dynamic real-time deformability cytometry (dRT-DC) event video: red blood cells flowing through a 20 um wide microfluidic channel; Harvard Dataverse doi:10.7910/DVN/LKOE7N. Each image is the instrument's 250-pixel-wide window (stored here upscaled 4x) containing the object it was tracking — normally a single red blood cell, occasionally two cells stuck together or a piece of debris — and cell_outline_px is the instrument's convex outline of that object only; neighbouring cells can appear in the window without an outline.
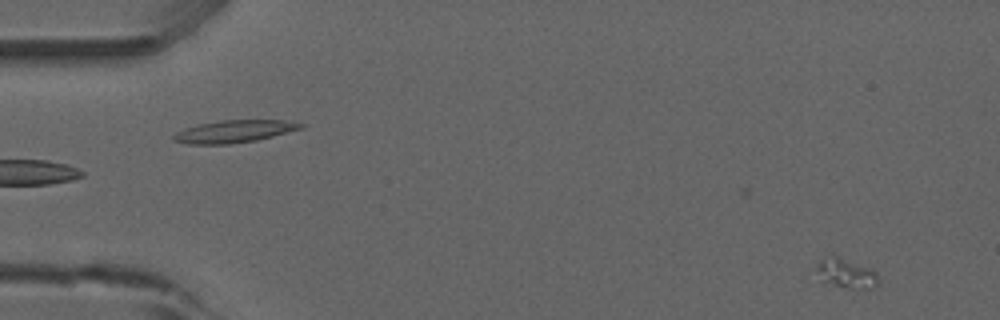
{"species": "common noctule bat (a hibernating species)", "species_latin": "Nyctalus noctula", "temperature_condition": "room temperature", "stored_images_in_passage": 53, "camera_frame_rate_fps": 3000, "um_per_image_px": 0.085, "animal": {"sex": "male", "forearm_length_mm": 52.5}, "frame": {"image": 1, "passage_image": 3, "time_ms": 0.667, "image_size_px": [1000, 320], "cell_outline_px": [[880, 284], [872, 288], [844, 288], [820, 280], [812, 268], [820, 260], [832, 252], [872, 268], [876, 272], [880, 280]], "centroid_in_image_um": [71.88, 23.17], "position_along_channel_um": 13.1, "area_um2": 11.5}}